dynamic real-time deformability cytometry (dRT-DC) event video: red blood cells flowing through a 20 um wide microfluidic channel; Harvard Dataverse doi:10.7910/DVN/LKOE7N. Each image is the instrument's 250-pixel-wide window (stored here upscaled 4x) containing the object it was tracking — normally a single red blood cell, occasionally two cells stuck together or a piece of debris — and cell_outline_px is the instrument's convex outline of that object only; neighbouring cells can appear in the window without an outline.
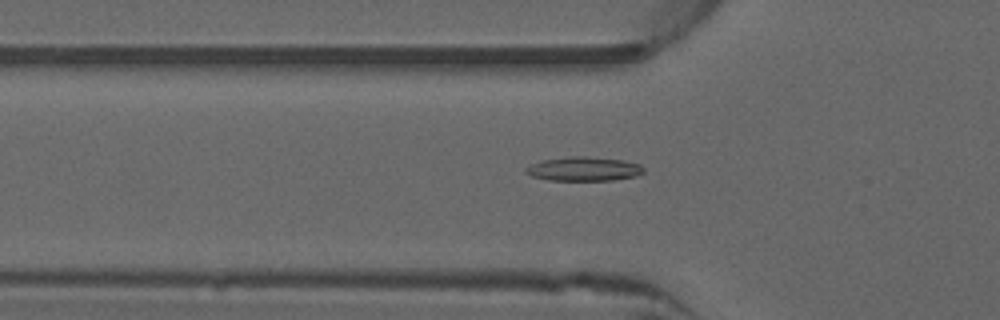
{"species": "common noctule bat (a hibernating species)", "species_latin": "Nyctalus noctula", "temperature_condition": "warm", "stored_images_in_passage": 46, "camera_frame_rate_fps": 3000, "um_per_image_px": 0.085, "animal": {"sex": "male", "forearm_length_mm": 52.5}, "frame": {"image": 1, "passage_image": 12, "time_ms": 3.667, "image_size_px": [1000, 320], "cell_outline_px": [[644, 172], [636, 176], [612, 180], [548, 180], [532, 176], [524, 172], [524, 168], [532, 164], [544, 160], [572, 156], [584, 156], [624, 160], [640, 164], [644, 168]], "centroid_in_image_um": [49.63, 14.36], "position_along_channel_um": 76.2, "area_um2": 16.47}}
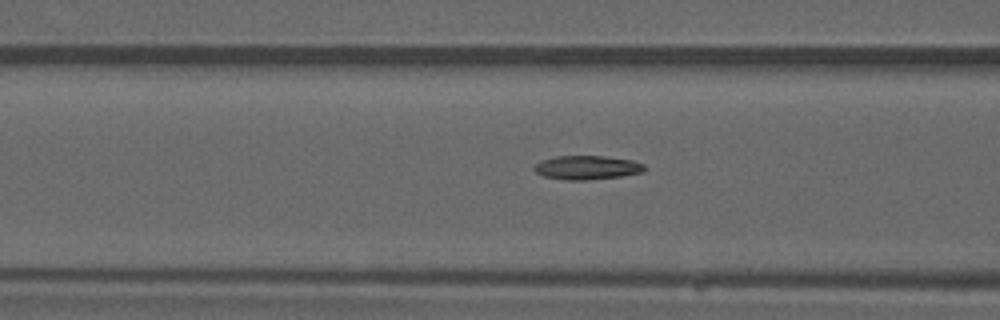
{"frame": {"image": 2, "passage_image": 15, "time_ms": 4.667, "image_size_px": [1000, 320], "cell_outline_px": [[644, 172], [620, 176], [588, 180], [564, 180], [544, 176], [536, 172], [532, 168], [536, 164], [544, 160], [556, 156], [604, 156], [632, 160], [644, 164]], "centroid_in_image_um": [49.9, 14.24], "position_along_channel_um": 116.7, "area_um2": 15.26}}
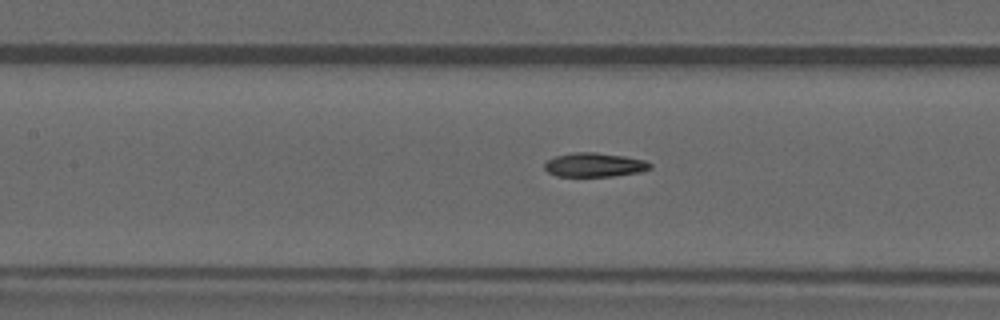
{"frame": {"image": 3, "passage_image": 18, "time_ms": 5.667, "image_size_px": [1000, 320], "cell_outline_px": [[652, 168], [640, 172], [612, 176], [556, 176], [548, 172], [544, 168], [544, 164], [548, 160], [556, 156], [576, 152], [596, 152], [624, 156], [644, 160], [652, 164]], "centroid_in_image_um": [50.54, 14.01], "position_along_channel_um": 156.9, "area_um2": 14.74}, "authors_computed_cell_mechanics": {"area_um2": 14.9702, "velocity_mm_per_s": 3.992, "shape_relaxation_time_tau1_ms": null, "shape_relaxation_time_tau2_ms": 5.6038, "deformation_change_tau1": null, "deformation_change_tau2": 0.1407}}